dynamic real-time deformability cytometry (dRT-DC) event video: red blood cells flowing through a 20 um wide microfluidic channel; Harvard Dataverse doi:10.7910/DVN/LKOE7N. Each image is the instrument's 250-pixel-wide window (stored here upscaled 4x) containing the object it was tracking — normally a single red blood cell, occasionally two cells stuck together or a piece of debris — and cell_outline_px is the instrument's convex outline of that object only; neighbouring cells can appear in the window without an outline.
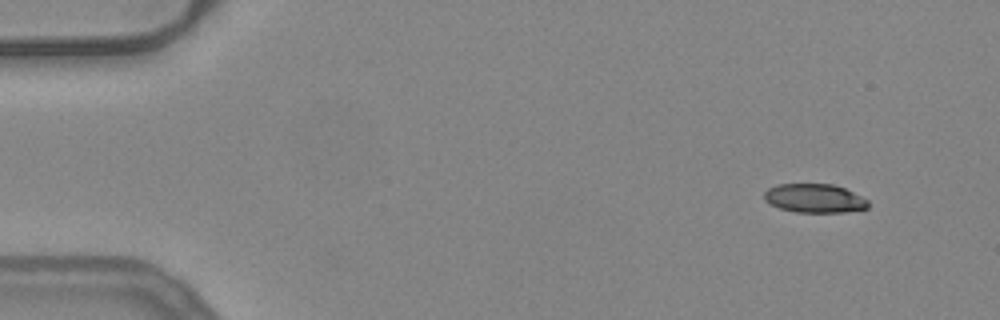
{"species": "common noctule bat (a hibernating species)", "species_latin": "Nyctalus noctula", "temperature_condition": "warm", "stored_images_in_passage": 32, "camera_frame_rate_fps": 3000, "um_per_image_px": 0.085, "animal": {"sex": "female", "body_mass_g": 24.6, "forearm_length_mm": 56.2}, "frame": {"image": 1, "passage_image": 1, "time_ms": 0.0, "image_size_px": [1000, 320], "cell_outline_px": [[868, 208], [844, 212], [796, 212], [780, 208], [768, 204], [764, 200], [764, 192], [768, 188], [776, 184], [832, 184], [844, 188], [868, 200]], "centroid_in_image_um": [69.19, 16.85], "position_along_channel_um": 15.8, "area_um2": 17.46}}